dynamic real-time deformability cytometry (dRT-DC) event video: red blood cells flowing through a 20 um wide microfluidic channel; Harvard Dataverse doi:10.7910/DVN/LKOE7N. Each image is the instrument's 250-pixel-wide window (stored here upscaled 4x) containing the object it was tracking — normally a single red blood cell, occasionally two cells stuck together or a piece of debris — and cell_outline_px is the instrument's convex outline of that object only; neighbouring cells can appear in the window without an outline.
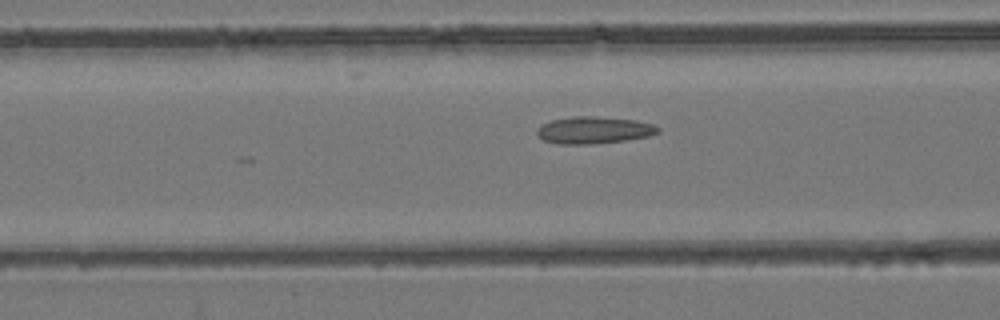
{"species": "common noctule bat (a hibernating species)", "species_latin": "Nyctalus noctula", "temperature_condition": "room temperature", "stored_images_in_passage": 32, "camera_frame_rate_fps": 3000, "um_per_image_px": 0.085, "animal": {"sex": "female", "body_mass_g": 24.6, "forearm_length_mm": 56.2}, "frame": {"image": 1, "passage_image": 11, "time_ms": 3.333, "image_size_px": [1000, 320], "cell_outline_px": [[660, 132], [648, 136], [624, 140], [592, 144], [560, 144], [544, 140], [536, 132], [536, 128], [540, 124], [552, 120], [572, 116], [592, 116], [636, 120], [652, 124], [660, 128]], "centroid_in_image_um": [50.46, 11.05], "position_along_channel_um": 116.1, "area_um2": 19.02}}
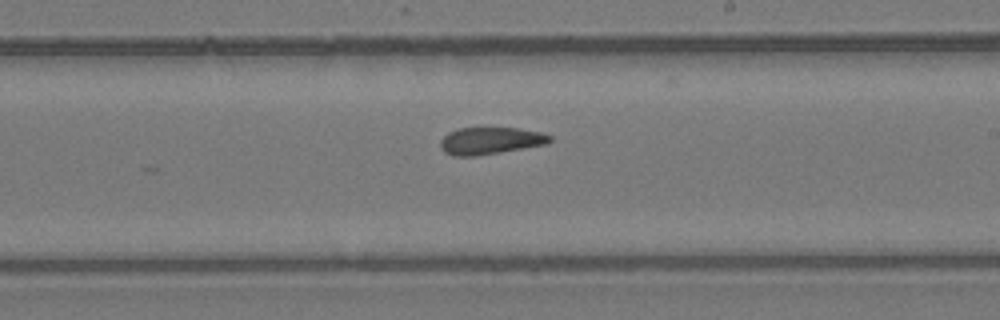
{"frame": {"image": 2, "passage_image": 21, "time_ms": 6.667, "image_size_px": [1000, 320], "cell_outline_px": [[552, 140], [548, 144], [476, 156], [452, 156], [444, 152], [440, 148], [440, 140], [448, 132], [460, 128], [520, 128], [540, 132], [552, 136]], "centroid_in_image_um": [41.67, 11.97], "position_along_channel_um": 247.3, "area_um2": 17.4}}
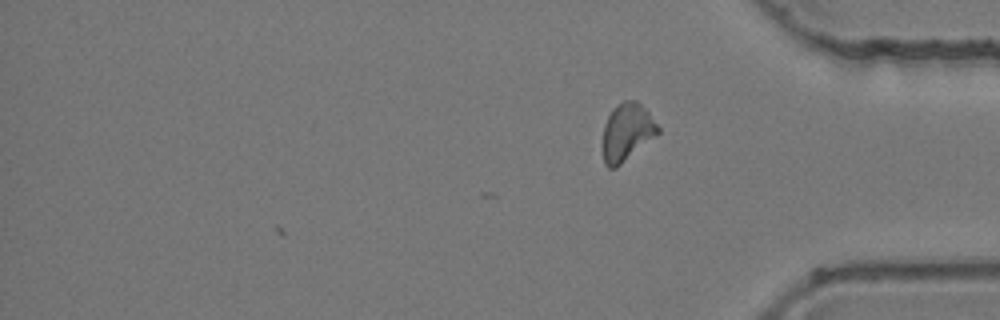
{"frame": {"image": 3, "passage_image": 32, "time_ms": 10.333, "image_size_px": [1000, 320], "cell_outline_px": [[660, 132], [656, 136], [616, 168], [608, 168], [604, 164], [604, 124], [612, 108], [624, 100], [636, 100], [648, 112], [660, 128]], "centroid_in_image_um": [53.3, 11.22], "position_along_channel_um": 381.9, "area_um2": 18.32}, "authors_computed_cell_mechanics": {"area_um2": 18.0625, "velocity_mm_per_s": 3.9316, "shape_relaxation_time_tau1_ms": null, "shape_relaxation_time_tau2_ms": 2.2223, "deformation_change_tau1": null, "deformation_change_tau2": 0.0911}}